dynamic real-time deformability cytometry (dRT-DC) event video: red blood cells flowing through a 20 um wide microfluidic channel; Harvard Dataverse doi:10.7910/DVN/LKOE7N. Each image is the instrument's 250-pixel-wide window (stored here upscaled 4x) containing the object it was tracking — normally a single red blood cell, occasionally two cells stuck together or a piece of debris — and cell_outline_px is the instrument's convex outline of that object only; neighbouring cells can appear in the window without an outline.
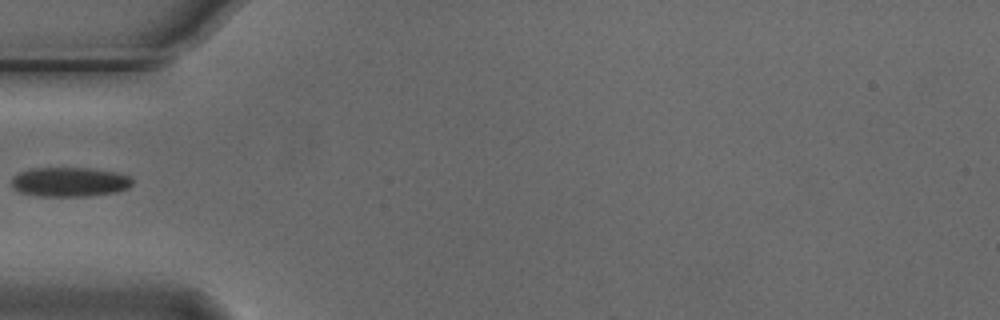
{"species": "Egyptian fruit bat (a non-hibernating species)", "species_latin": "Rousettus aegyptiacus", "temperature_condition": "cold", "stored_images_in_passage": 2, "camera_frame_rate_fps": 3000, "um_per_image_px": 0.085, "animal": {"sex": "male"}, "frame": {"image": 1, "passage_image": 1, "time_ms": 0.0, "image_size_px": [1000, 320], "cell_outline_px": [[132, 184], [128, 188], [116, 192], [88, 196], [40, 196], [20, 192], [12, 188], [12, 176], [20, 172], [32, 168], [88, 168], [116, 172], [132, 176]], "centroid_in_image_um": [5.93, 15.46], "position_along_channel_um": 79.1, "area_um2": 20.81}}
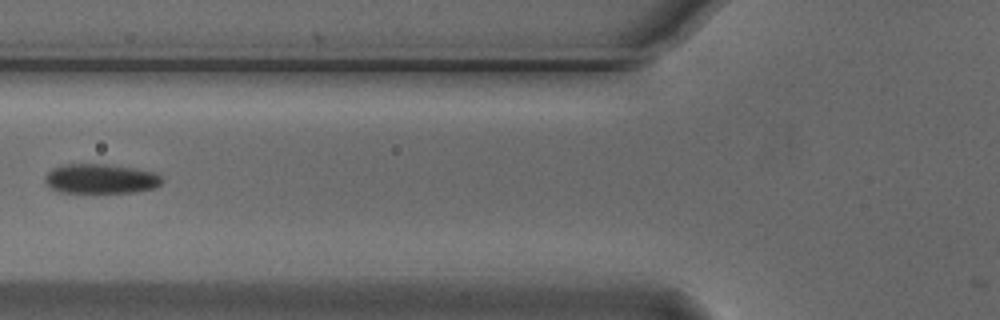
{"frame": {"image": 2, "passage_image": 2, "time_ms": 0.333, "image_size_px": [1000, 320], "cell_outline_px": [[164, 180], [156, 188], [136, 192], [60, 192], [48, 188], [44, 184], [44, 176], [52, 168], [60, 164], [108, 164], [136, 168], [156, 172]], "centroid_in_image_um": [8.54, 15.19], "position_along_channel_um": 117.3, "area_um2": 20.63}}